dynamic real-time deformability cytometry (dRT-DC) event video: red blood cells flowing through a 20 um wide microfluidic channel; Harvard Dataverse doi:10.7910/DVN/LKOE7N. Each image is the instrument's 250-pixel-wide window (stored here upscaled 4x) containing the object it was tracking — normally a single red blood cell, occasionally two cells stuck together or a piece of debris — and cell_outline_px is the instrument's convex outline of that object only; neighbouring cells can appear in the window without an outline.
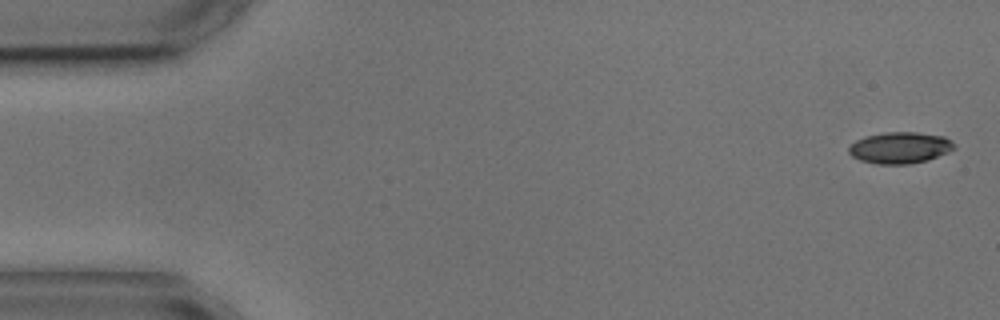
{"species": "common noctule bat (a hibernating species)", "species_latin": "Nyctalus noctula", "temperature_condition": "cold", "stored_images_in_passage": 9, "camera_frame_rate_fps": 3000, "um_per_image_px": 0.085, "animal": {"sex": "male", "body_mass_g": 17.9, "forearm_length_mm": 54.2}, "frame": {"image": 1, "passage_image": 1, "time_ms": 0.0, "image_size_px": [1000, 320], "cell_outline_px": [[956, 148], [948, 152], [928, 160], [908, 164], [876, 164], [860, 160], [852, 156], [848, 152], [848, 148], [856, 140], [864, 136], [884, 132], [916, 132], [944, 136], [956, 144]], "centroid_in_image_um": [76.5, 12.55], "position_along_channel_um": 8.5, "area_um2": 19.42}}
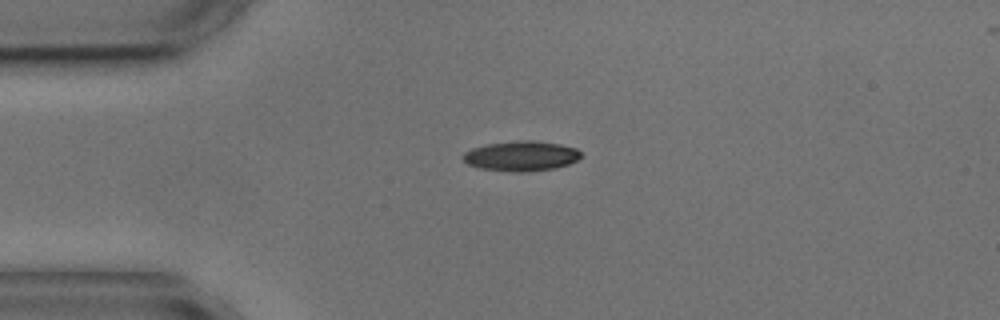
{"frame": {"image": 2, "passage_image": 4, "time_ms": 3.667, "image_size_px": [1000, 320], "cell_outline_px": [[584, 156], [568, 164], [556, 168], [524, 172], [512, 172], [480, 168], [468, 164], [460, 156], [464, 152], [472, 148], [488, 144], [520, 140], [532, 140], [560, 144], [576, 148]], "centroid_in_image_um": [44.3, 13.26], "position_along_channel_um": 40.7, "area_um2": 20.69}}